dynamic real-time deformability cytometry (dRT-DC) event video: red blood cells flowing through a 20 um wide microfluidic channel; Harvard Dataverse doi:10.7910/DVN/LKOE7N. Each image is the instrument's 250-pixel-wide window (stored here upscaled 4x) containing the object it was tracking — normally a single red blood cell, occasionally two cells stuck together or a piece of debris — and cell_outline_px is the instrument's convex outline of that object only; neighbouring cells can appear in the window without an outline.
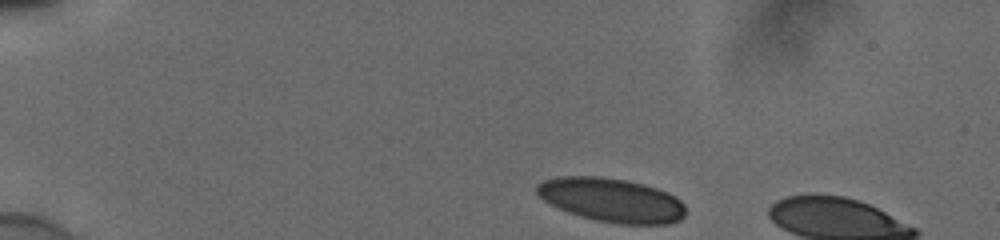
{"species": "human", "species_latin": "Homo sapiens", "temperature_condition": "cold", "stored_images_in_passage": 6, "camera_frame_rate_fps": 3000, "um_per_image_px": 0.085, "donor": {"sex": "male"}, "frame": {"image": 1, "passage_image": 1, "time_ms": 0.0, "image_size_px": [1000, 240], "cell_outline_px": [[684, 216], [680, 220], [668, 224], [620, 224], [596, 220], [580, 216], [568, 212], [544, 200], [536, 192], [536, 184], [544, 180], [560, 176], [600, 176], [628, 180], [644, 184], [668, 192], [676, 196], [684, 204]], "centroid_in_image_um": [52.0, 16.99], "position_along_channel_um": 33.0, "area_um2": 38.15}}